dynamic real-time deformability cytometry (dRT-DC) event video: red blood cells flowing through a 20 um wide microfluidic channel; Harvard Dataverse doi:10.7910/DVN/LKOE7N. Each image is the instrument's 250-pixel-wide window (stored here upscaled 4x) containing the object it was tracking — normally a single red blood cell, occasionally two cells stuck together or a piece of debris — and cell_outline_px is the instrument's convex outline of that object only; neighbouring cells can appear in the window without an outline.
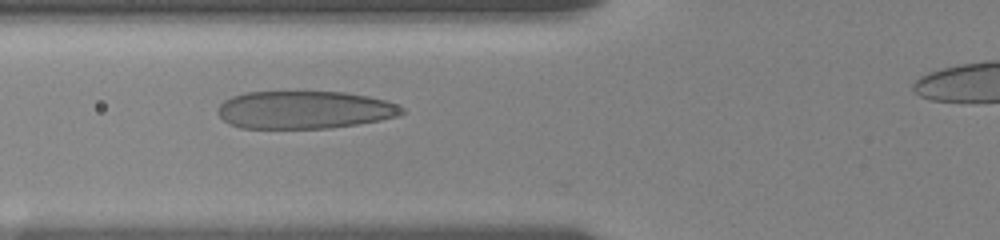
{"species": "human", "species_latin": "Homo sapiens", "temperature_condition": "room temperature", "stored_images_in_passage": 40, "camera_frame_rate_fps": 3000, "um_per_image_px": 0.085, "donor": {"sex": "female"}, "frame": {"image": 1, "passage_image": 10, "time_ms": 3.0, "image_size_px": [1000, 240], "cell_outline_px": [[404, 112], [400, 116], [380, 120], [356, 124], [328, 128], [240, 128], [228, 124], [216, 112], [220, 104], [224, 100], [232, 96], [248, 92], [344, 92], [368, 96], [388, 100], [404, 108]], "centroid_in_image_um": [25.88, 9.34], "position_along_channel_um": 99.9, "area_um2": 40.63}}
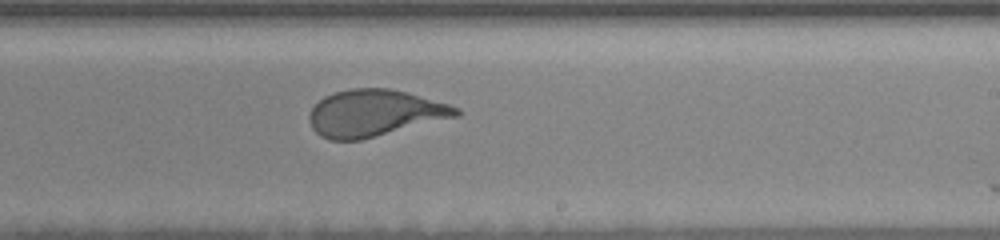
{"frame": {"image": 2, "passage_image": 23, "time_ms": 7.333, "image_size_px": [1000, 240], "cell_outline_px": [[460, 116], [360, 140], [328, 140], [320, 136], [312, 128], [308, 120], [308, 116], [312, 108], [324, 96], [336, 92], [352, 88], [388, 88], [408, 92], [448, 104], [460, 108]], "centroid_in_image_um": [31.83, 9.62], "position_along_channel_um": 257.2, "area_um2": 40.0}}
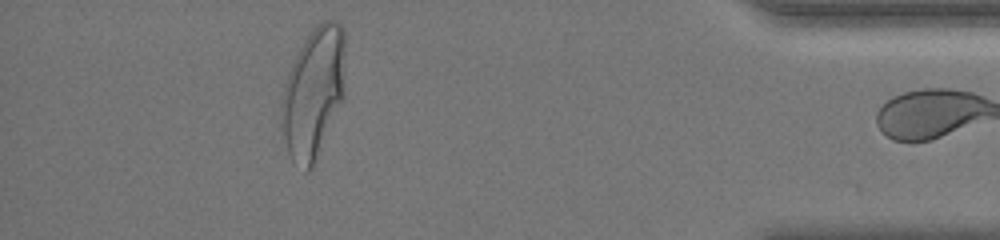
{"frame": {"image": 3, "passage_image": 39, "time_ms": 12.667, "image_size_px": [1000, 240], "cell_outline_px": [[344, 96], [312, 168], [308, 172], [304, 172], [292, 160], [288, 152], [280, 128], [280, 100], [284, 84], [288, 72], [304, 40], [316, 24], [324, 20], [332, 20], [340, 24], [344, 28]], "centroid_in_image_um": [26.61, 7.9], "position_along_channel_um": 408.6, "area_um2": 48.78}}